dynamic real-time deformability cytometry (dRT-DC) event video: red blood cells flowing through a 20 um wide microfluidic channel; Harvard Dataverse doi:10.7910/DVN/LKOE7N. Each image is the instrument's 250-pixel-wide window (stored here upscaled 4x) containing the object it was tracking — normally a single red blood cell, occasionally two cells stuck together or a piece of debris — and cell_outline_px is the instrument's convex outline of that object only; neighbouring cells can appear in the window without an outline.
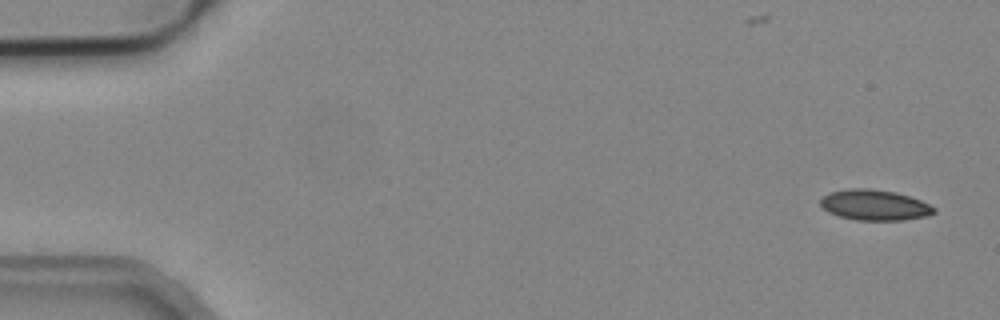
{"species": "common noctule bat (a hibernating species)", "species_latin": "Nyctalus noctula", "temperature_condition": "cold", "stored_images_in_passage": 5, "camera_frame_rate_fps": 3000, "um_per_image_px": 0.085, "animal": {"sex": "male", "body_mass_g": 19.2, "forearm_length_mm": 51.8}, "frame": {"image": 1, "passage_image": 1, "time_ms": 0.0, "image_size_px": [1000, 320], "cell_outline_px": [[936, 212], [928, 216], [904, 220], [856, 220], [840, 216], [828, 212], [820, 204], [820, 200], [828, 192], [848, 188], [868, 188], [896, 192], [920, 200], [936, 208]], "centroid_in_image_um": [74.34, 17.42], "position_along_channel_um": 10.7, "area_um2": 20.29}}
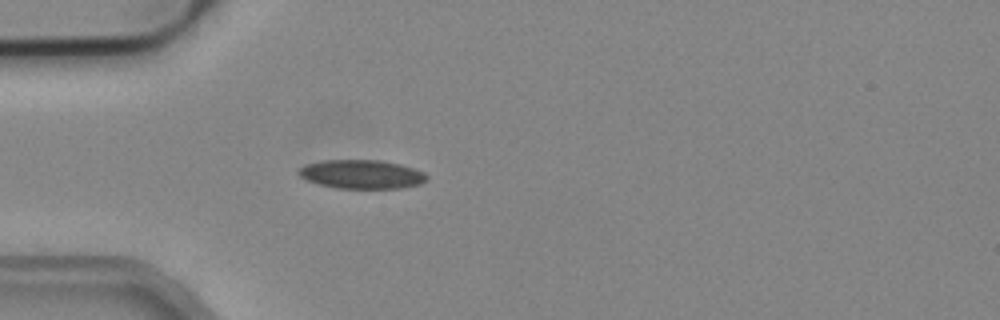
{"frame": {"image": 2, "passage_image": 5, "time_ms": 1.333, "image_size_px": [1000, 320], "cell_outline_px": [[428, 180], [420, 184], [404, 188], [336, 188], [320, 184], [308, 180], [300, 176], [296, 172], [304, 164], [324, 160], [380, 160], [400, 164], [424, 172], [428, 176]], "centroid_in_image_um": [30.76, 14.81], "position_along_channel_um": 54.2, "area_um2": 21.56}}